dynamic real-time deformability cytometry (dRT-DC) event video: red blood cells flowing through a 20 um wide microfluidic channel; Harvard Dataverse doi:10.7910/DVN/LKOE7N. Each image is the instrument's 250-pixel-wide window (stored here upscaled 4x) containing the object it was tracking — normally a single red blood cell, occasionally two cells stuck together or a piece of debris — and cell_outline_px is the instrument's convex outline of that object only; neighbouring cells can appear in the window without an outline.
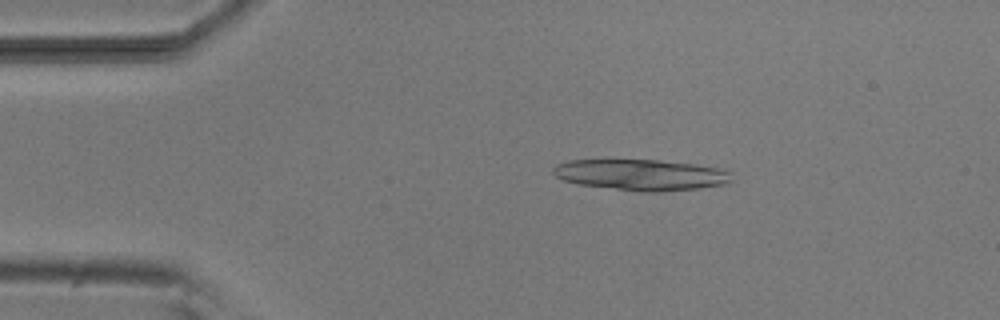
{"species": "common noctule bat (a hibernating species)", "species_latin": "Nyctalus noctula", "temperature_condition": "room temperature", "stored_images_in_passage": 11, "camera_frame_rate_fps": 3000, "um_per_image_px": 0.085, "animal": {"sex": "male", "body_mass_g": 20.5, "forearm_length_mm": 52.5}, "frame": {"image": 1, "passage_image": 1, "time_ms": 0.0, "image_size_px": [1000, 320], "cell_outline_px": [[732, 180], [724, 184], [700, 188], [656, 192], [640, 192], [580, 184], [564, 180], [556, 176], [552, 172], [552, 168], [556, 164], [568, 160], [660, 160], [692, 164], [720, 168], [732, 172]], "centroid_in_image_um": [54.5, 14.86], "position_along_channel_um": 30.5, "area_um2": 32.25}}